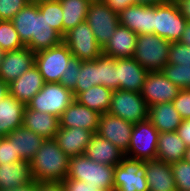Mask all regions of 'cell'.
<instances>
[{"label": "cell", "instance_id": "31", "mask_svg": "<svg viewBox=\"0 0 190 191\" xmlns=\"http://www.w3.org/2000/svg\"><path fill=\"white\" fill-rule=\"evenodd\" d=\"M63 10V37L68 31L87 19L92 0H59Z\"/></svg>", "mask_w": 190, "mask_h": 191}, {"label": "cell", "instance_id": "20", "mask_svg": "<svg viewBox=\"0 0 190 191\" xmlns=\"http://www.w3.org/2000/svg\"><path fill=\"white\" fill-rule=\"evenodd\" d=\"M63 42V36L53 29L40 11L34 16V34L25 45L32 52L49 49Z\"/></svg>", "mask_w": 190, "mask_h": 191}, {"label": "cell", "instance_id": "34", "mask_svg": "<svg viewBox=\"0 0 190 191\" xmlns=\"http://www.w3.org/2000/svg\"><path fill=\"white\" fill-rule=\"evenodd\" d=\"M95 85H99L98 58L96 60L82 61L80 71L78 72L77 85L73 91L74 97Z\"/></svg>", "mask_w": 190, "mask_h": 191}, {"label": "cell", "instance_id": "28", "mask_svg": "<svg viewBox=\"0 0 190 191\" xmlns=\"http://www.w3.org/2000/svg\"><path fill=\"white\" fill-rule=\"evenodd\" d=\"M148 120L159 133L176 131L182 122L172 102L149 107Z\"/></svg>", "mask_w": 190, "mask_h": 191}, {"label": "cell", "instance_id": "27", "mask_svg": "<svg viewBox=\"0 0 190 191\" xmlns=\"http://www.w3.org/2000/svg\"><path fill=\"white\" fill-rule=\"evenodd\" d=\"M33 181L29 161L0 165V190L17 188Z\"/></svg>", "mask_w": 190, "mask_h": 191}, {"label": "cell", "instance_id": "36", "mask_svg": "<svg viewBox=\"0 0 190 191\" xmlns=\"http://www.w3.org/2000/svg\"><path fill=\"white\" fill-rule=\"evenodd\" d=\"M25 47L11 21L0 20V48L12 51Z\"/></svg>", "mask_w": 190, "mask_h": 191}, {"label": "cell", "instance_id": "25", "mask_svg": "<svg viewBox=\"0 0 190 191\" xmlns=\"http://www.w3.org/2000/svg\"><path fill=\"white\" fill-rule=\"evenodd\" d=\"M23 125L44 139L55 138L60 127L59 118L45 112L29 109L24 110Z\"/></svg>", "mask_w": 190, "mask_h": 191}, {"label": "cell", "instance_id": "19", "mask_svg": "<svg viewBox=\"0 0 190 191\" xmlns=\"http://www.w3.org/2000/svg\"><path fill=\"white\" fill-rule=\"evenodd\" d=\"M148 191H177L171 164L158 159L145 160Z\"/></svg>", "mask_w": 190, "mask_h": 191}, {"label": "cell", "instance_id": "29", "mask_svg": "<svg viewBox=\"0 0 190 191\" xmlns=\"http://www.w3.org/2000/svg\"><path fill=\"white\" fill-rule=\"evenodd\" d=\"M187 146L176 131L159 133L156 159L172 164L184 159Z\"/></svg>", "mask_w": 190, "mask_h": 191}, {"label": "cell", "instance_id": "7", "mask_svg": "<svg viewBox=\"0 0 190 191\" xmlns=\"http://www.w3.org/2000/svg\"><path fill=\"white\" fill-rule=\"evenodd\" d=\"M72 56L67 45L62 42L57 46L36 52L35 66L45 83H59Z\"/></svg>", "mask_w": 190, "mask_h": 191}, {"label": "cell", "instance_id": "33", "mask_svg": "<svg viewBox=\"0 0 190 191\" xmlns=\"http://www.w3.org/2000/svg\"><path fill=\"white\" fill-rule=\"evenodd\" d=\"M99 85L117 90V59L102 53L98 57Z\"/></svg>", "mask_w": 190, "mask_h": 191}, {"label": "cell", "instance_id": "8", "mask_svg": "<svg viewBox=\"0 0 190 191\" xmlns=\"http://www.w3.org/2000/svg\"><path fill=\"white\" fill-rule=\"evenodd\" d=\"M158 130L149 120L134 124L126 157L137 160L156 159Z\"/></svg>", "mask_w": 190, "mask_h": 191}, {"label": "cell", "instance_id": "50", "mask_svg": "<svg viewBox=\"0 0 190 191\" xmlns=\"http://www.w3.org/2000/svg\"><path fill=\"white\" fill-rule=\"evenodd\" d=\"M178 42L190 46V22H187L183 34Z\"/></svg>", "mask_w": 190, "mask_h": 191}, {"label": "cell", "instance_id": "24", "mask_svg": "<svg viewBox=\"0 0 190 191\" xmlns=\"http://www.w3.org/2000/svg\"><path fill=\"white\" fill-rule=\"evenodd\" d=\"M26 105L8 94L0 101V137L23 125Z\"/></svg>", "mask_w": 190, "mask_h": 191}, {"label": "cell", "instance_id": "42", "mask_svg": "<svg viewBox=\"0 0 190 191\" xmlns=\"http://www.w3.org/2000/svg\"><path fill=\"white\" fill-rule=\"evenodd\" d=\"M23 160L18 152L15 151L14 142H11L6 136L0 137V165L15 163Z\"/></svg>", "mask_w": 190, "mask_h": 191}, {"label": "cell", "instance_id": "22", "mask_svg": "<svg viewBox=\"0 0 190 191\" xmlns=\"http://www.w3.org/2000/svg\"><path fill=\"white\" fill-rule=\"evenodd\" d=\"M137 34L119 24L102 53L115 59L132 58L137 45Z\"/></svg>", "mask_w": 190, "mask_h": 191}, {"label": "cell", "instance_id": "23", "mask_svg": "<svg viewBox=\"0 0 190 191\" xmlns=\"http://www.w3.org/2000/svg\"><path fill=\"white\" fill-rule=\"evenodd\" d=\"M84 155L97 163L111 166L120 164L125 157L123 151L97 133L92 136Z\"/></svg>", "mask_w": 190, "mask_h": 191}, {"label": "cell", "instance_id": "9", "mask_svg": "<svg viewBox=\"0 0 190 191\" xmlns=\"http://www.w3.org/2000/svg\"><path fill=\"white\" fill-rule=\"evenodd\" d=\"M63 42L71 54L82 61L96 60L102 54V48L86 20L68 31Z\"/></svg>", "mask_w": 190, "mask_h": 191}, {"label": "cell", "instance_id": "45", "mask_svg": "<svg viewBox=\"0 0 190 191\" xmlns=\"http://www.w3.org/2000/svg\"><path fill=\"white\" fill-rule=\"evenodd\" d=\"M110 9L119 14L128 6L136 4L135 0H102Z\"/></svg>", "mask_w": 190, "mask_h": 191}, {"label": "cell", "instance_id": "49", "mask_svg": "<svg viewBox=\"0 0 190 191\" xmlns=\"http://www.w3.org/2000/svg\"><path fill=\"white\" fill-rule=\"evenodd\" d=\"M0 191H36V181L33 180L27 184H24L23 186Z\"/></svg>", "mask_w": 190, "mask_h": 191}, {"label": "cell", "instance_id": "2", "mask_svg": "<svg viewBox=\"0 0 190 191\" xmlns=\"http://www.w3.org/2000/svg\"><path fill=\"white\" fill-rule=\"evenodd\" d=\"M114 168L97 163L84 154L77 155L70 158L67 178L84 181L102 191H114Z\"/></svg>", "mask_w": 190, "mask_h": 191}, {"label": "cell", "instance_id": "44", "mask_svg": "<svg viewBox=\"0 0 190 191\" xmlns=\"http://www.w3.org/2000/svg\"><path fill=\"white\" fill-rule=\"evenodd\" d=\"M65 191H102L99 187L86 184L81 180L66 178L61 181Z\"/></svg>", "mask_w": 190, "mask_h": 191}, {"label": "cell", "instance_id": "12", "mask_svg": "<svg viewBox=\"0 0 190 191\" xmlns=\"http://www.w3.org/2000/svg\"><path fill=\"white\" fill-rule=\"evenodd\" d=\"M180 90L161 71H154L147 73L140 93L148 107H151L165 102H173Z\"/></svg>", "mask_w": 190, "mask_h": 191}, {"label": "cell", "instance_id": "17", "mask_svg": "<svg viewBox=\"0 0 190 191\" xmlns=\"http://www.w3.org/2000/svg\"><path fill=\"white\" fill-rule=\"evenodd\" d=\"M148 71L134 58L117 59V90L140 93Z\"/></svg>", "mask_w": 190, "mask_h": 191}, {"label": "cell", "instance_id": "52", "mask_svg": "<svg viewBox=\"0 0 190 191\" xmlns=\"http://www.w3.org/2000/svg\"><path fill=\"white\" fill-rule=\"evenodd\" d=\"M167 1L169 0H135L136 4H143V5H157Z\"/></svg>", "mask_w": 190, "mask_h": 191}, {"label": "cell", "instance_id": "38", "mask_svg": "<svg viewBox=\"0 0 190 191\" xmlns=\"http://www.w3.org/2000/svg\"><path fill=\"white\" fill-rule=\"evenodd\" d=\"M177 191H190V163L184 159L171 164Z\"/></svg>", "mask_w": 190, "mask_h": 191}, {"label": "cell", "instance_id": "4", "mask_svg": "<svg viewBox=\"0 0 190 191\" xmlns=\"http://www.w3.org/2000/svg\"><path fill=\"white\" fill-rule=\"evenodd\" d=\"M74 100L73 92L66 89L61 83H45L26 106L29 109L49 113L60 118L64 110Z\"/></svg>", "mask_w": 190, "mask_h": 191}, {"label": "cell", "instance_id": "46", "mask_svg": "<svg viewBox=\"0 0 190 191\" xmlns=\"http://www.w3.org/2000/svg\"><path fill=\"white\" fill-rule=\"evenodd\" d=\"M179 137L184 141L187 148L190 147V119L182 120L176 130Z\"/></svg>", "mask_w": 190, "mask_h": 191}, {"label": "cell", "instance_id": "53", "mask_svg": "<svg viewBox=\"0 0 190 191\" xmlns=\"http://www.w3.org/2000/svg\"><path fill=\"white\" fill-rule=\"evenodd\" d=\"M184 160L190 163V147L185 152Z\"/></svg>", "mask_w": 190, "mask_h": 191}, {"label": "cell", "instance_id": "16", "mask_svg": "<svg viewBox=\"0 0 190 191\" xmlns=\"http://www.w3.org/2000/svg\"><path fill=\"white\" fill-rule=\"evenodd\" d=\"M101 114L89 109L74 100L61 114L59 118L60 127L83 128L94 134L98 131V124Z\"/></svg>", "mask_w": 190, "mask_h": 191}, {"label": "cell", "instance_id": "32", "mask_svg": "<svg viewBox=\"0 0 190 191\" xmlns=\"http://www.w3.org/2000/svg\"><path fill=\"white\" fill-rule=\"evenodd\" d=\"M39 12L38 5L29 3L11 20L20 40L26 45L34 34V16Z\"/></svg>", "mask_w": 190, "mask_h": 191}, {"label": "cell", "instance_id": "47", "mask_svg": "<svg viewBox=\"0 0 190 191\" xmlns=\"http://www.w3.org/2000/svg\"><path fill=\"white\" fill-rule=\"evenodd\" d=\"M36 191H65L61 182H37Z\"/></svg>", "mask_w": 190, "mask_h": 191}, {"label": "cell", "instance_id": "15", "mask_svg": "<svg viewBox=\"0 0 190 191\" xmlns=\"http://www.w3.org/2000/svg\"><path fill=\"white\" fill-rule=\"evenodd\" d=\"M119 23L137 35L154 33V5L134 4L118 14Z\"/></svg>", "mask_w": 190, "mask_h": 191}, {"label": "cell", "instance_id": "26", "mask_svg": "<svg viewBox=\"0 0 190 191\" xmlns=\"http://www.w3.org/2000/svg\"><path fill=\"white\" fill-rule=\"evenodd\" d=\"M6 137L11 142H14L15 151L18 152L19 156L29 162L45 140L42 136L29 130L24 125L14 129Z\"/></svg>", "mask_w": 190, "mask_h": 191}, {"label": "cell", "instance_id": "39", "mask_svg": "<svg viewBox=\"0 0 190 191\" xmlns=\"http://www.w3.org/2000/svg\"><path fill=\"white\" fill-rule=\"evenodd\" d=\"M167 64L190 66V46L171 42Z\"/></svg>", "mask_w": 190, "mask_h": 191}, {"label": "cell", "instance_id": "30", "mask_svg": "<svg viewBox=\"0 0 190 191\" xmlns=\"http://www.w3.org/2000/svg\"><path fill=\"white\" fill-rule=\"evenodd\" d=\"M111 97V89L103 85H95L86 91L78 93L74 98L78 103L103 114L108 113Z\"/></svg>", "mask_w": 190, "mask_h": 191}, {"label": "cell", "instance_id": "1", "mask_svg": "<svg viewBox=\"0 0 190 191\" xmlns=\"http://www.w3.org/2000/svg\"><path fill=\"white\" fill-rule=\"evenodd\" d=\"M70 158L60 149L54 138L45 139L30 160L33 180L61 182L67 178Z\"/></svg>", "mask_w": 190, "mask_h": 191}, {"label": "cell", "instance_id": "35", "mask_svg": "<svg viewBox=\"0 0 190 191\" xmlns=\"http://www.w3.org/2000/svg\"><path fill=\"white\" fill-rule=\"evenodd\" d=\"M39 11L45 15L49 25L63 36V10L59 0L37 3Z\"/></svg>", "mask_w": 190, "mask_h": 191}, {"label": "cell", "instance_id": "11", "mask_svg": "<svg viewBox=\"0 0 190 191\" xmlns=\"http://www.w3.org/2000/svg\"><path fill=\"white\" fill-rule=\"evenodd\" d=\"M114 191H148L145 161L124 157L114 168Z\"/></svg>", "mask_w": 190, "mask_h": 191}, {"label": "cell", "instance_id": "13", "mask_svg": "<svg viewBox=\"0 0 190 191\" xmlns=\"http://www.w3.org/2000/svg\"><path fill=\"white\" fill-rule=\"evenodd\" d=\"M133 126L122 118L103 113L99 119L97 134L125 153L130 144Z\"/></svg>", "mask_w": 190, "mask_h": 191}, {"label": "cell", "instance_id": "40", "mask_svg": "<svg viewBox=\"0 0 190 191\" xmlns=\"http://www.w3.org/2000/svg\"><path fill=\"white\" fill-rule=\"evenodd\" d=\"M82 65V60L72 56L68 61V67L63 73L61 80L59 83L65 86L66 89L71 90L72 92L75 90L77 85V77L78 72L80 71V67Z\"/></svg>", "mask_w": 190, "mask_h": 191}, {"label": "cell", "instance_id": "37", "mask_svg": "<svg viewBox=\"0 0 190 191\" xmlns=\"http://www.w3.org/2000/svg\"><path fill=\"white\" fill-rule=\"evenodd\" d=\"M161 72L180 89H190V66L167 64Z\"/></svg>", "mask_w": 190, "mask_h": 191}, {"label": "cell", "instance_id": "41", "mask_svg": "<svg viewBox=\"0 0 190 191\" xmlns=\"http://www.w3.org/2000/svg\"><path fill=\"white\" fill-rule=\"evenodd\" d=\"M29 3V0H0V20L11 21Z\"/></svg>", "mask_w": 190, "mask_h": 191}, {"label": "cell", "instance_id": "6", "mask_svg": "<svg viewBox=\"0 0 190 191\" xmlns=\"http://www.w3.org/2000/svg\"><path fill=\"white\" fill-rule=\"evenodd\" d=\"M187 22L174 0L154 5V34L167 41L178 42Z\"/></svg>", "mask_w": 190, "mask_h": 191}, {"label": "cell", "instance_id": "14", "mask_svg": "<svg viewBox=\"0 0 190 191\" xmlns=\"http://www.w3.org/2000/svg\"><path fill=\"white\" fill-rule=\"evenodd\" d=\"M35 65V53L28 47L7 51L0 65V78L10 84Z\"/></svg>", "mask_w": 190, "mask_h": 191}, {"label": "cell", "instance_id": "5", "mask_svg": "<svg viewBox=\"0 0 190 191\" xmlns=\"http://www.w3.org/2000/svg\"><path fill=\"white\" fill-rule=\"evenodd\" d=\"M108 113L137 124L148 120L149 107L141 93L128 90H113Z\"/></svg>", "mask_w": 190, "mask_h": 191}, {"label": "cell", "instance_id": "55", "mask_svg": "<svg viewBox=\"0 0 190 191\" xmlns=\"http://www.w3.org/2000/svg\"><path fill=\"white\" fill-rule=\"evenodd\" d=\"M4 53L5 52L0 48V65L2 63V59H3Z\"/></svg>", "mask_w": 190, "mask_h": 191}, {"label": "cell", "instance_id": "21", "mask_svg": "<svg viewBox=\"0 0 190 191\" xmlns=\"http://www.w3.org/2000/svg\"><path fill=\"white\" fill-rule=\"evenodd\" d=\"M44 84L45 82L41 73L34 65L9 84V94L27 105V103L43 88Z\"/></svg>", "mask_w": 190, "mask_h": 191}, {"label": "cell", "instance_id": "18", "mask_svg": "<svg viewBox=\"0 0 190 191\" xmlns=\"http://www.w3.org/2000/svg\"><path fill=\"white\" fill-rule=\"evenodd\" d=\"M93 132L83 128H63L59 127L55 141L60 149L69 157H75L85 153Z\"/></svg>", "mask_w": 190, "mask_h": 191}, {"label": "cell", "instance_id": "51", "mask_svg": "<svg viewBox=\"0 0 190 191\" xmlns=\"http://www.w3.org/2000/svg\"><path fill=\"white\" fill-rule=\"evenodd\" d=\"M9 94V84L0 78V101Z\"/></svg>", "mask_w": 190, "mask_h": 191}, {"label": "cell", "instance_id": "48", "mask_svg": "<svg viewBox=\"0 0 190 191\" xmlns=\"http://www.w3.org/2000/svg\"><path fill=\"white\" fill-rule=\"evenodd\" d=\"M180 13L190 22V0H174Z\"/></svg>", "mask_w": 190, "mask_h": 191}, {"label": "cell", "instance_id": "43", "mask_svg": "<svg viewBox=\"0 0 190 191\" xmlns=\"http://www.w3.org/2000/svg\"><path fill=\"white\" fill-rule=\"evenodd\" d=\"M172 103L182 120L190 119V89H181Z\"/></svg>", "mask_w": 190, "mask_h": 191}, {"label": "cell", "instance_id": "54", "mask_svg": "<svg viewBox=\"0 0 190 191\" xmlns=\"http://www.w3.org/2000/svg\"><path fill=\"white\" fill-rule=\"evenodd\" d=\"M43 1H53V0H29L30 3H40V2H43Z\"/></svg>", "mask_w": 190, "mask_h": 191}, {"label": "cell", "instance_id": "10", "mask_svg": "<svg viewBox=\"0 0 190 191\" xmlns=\"http://www.w3.org/2000/svg\"><path fill=\"white\" fill-rule=\"evenodd\" d=\"M97 43L103 48L119 23L118 14L110 9L102 0H92L87 13V19Z\"/></svg>", "mask_w": 190, "mask_h": 191}, {"label": "cell", "instance_id": "3", "mask_svg": "<svg viewBox=\"0 0 190 191\" xmlns=\"http://www.w3.org/2000/svg\"><path fill=\"white\" fill-rule=\"evenodd\" d=\"M170 44L154 33L138 35L133 58L148 72L161 71L167 65Z\"/></svg>", "mask_w": 190, "mask_h": 191}]
</instances>
